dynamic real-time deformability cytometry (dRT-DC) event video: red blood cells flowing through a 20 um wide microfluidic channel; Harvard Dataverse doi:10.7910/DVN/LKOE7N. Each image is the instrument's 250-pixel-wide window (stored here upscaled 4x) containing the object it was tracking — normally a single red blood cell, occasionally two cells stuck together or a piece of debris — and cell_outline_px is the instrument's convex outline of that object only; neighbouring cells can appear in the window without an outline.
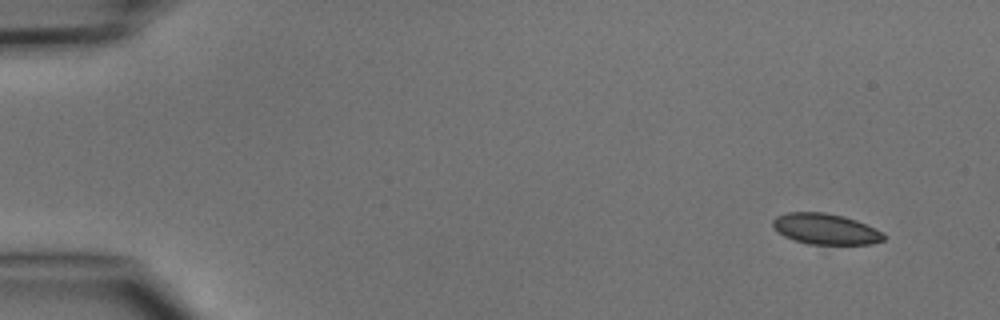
{"species": "common noctule bat (a hibernating species)", "species_latin": "Nyctalus noctula", "temperature_condition": "cold", "stored_images_in_passage": 5, "segment_of_instrument_passage": [1, 2], "camera_frame_rate_fps": 3000, "um_per_image_px": 0.085, "animal": {"sex": "male", "body_mass_g": 15.6}, "frame": {"image": 1, "passage_image": 1, "time_ms": 0.0, "image_size_px": [1000, 320], "cell_outline_px": [[884, 240], [872, 244], [808, 244], [784, 236], [772, 228], [772, 220], [776, 216], [788, 212], [824, 212], [844, 216], [856, 220], [884, 232]], "centroid_in_image_um": [70.16, 19.46], "position_along_channel_um": 14.8, "area_um2": 20.0}}